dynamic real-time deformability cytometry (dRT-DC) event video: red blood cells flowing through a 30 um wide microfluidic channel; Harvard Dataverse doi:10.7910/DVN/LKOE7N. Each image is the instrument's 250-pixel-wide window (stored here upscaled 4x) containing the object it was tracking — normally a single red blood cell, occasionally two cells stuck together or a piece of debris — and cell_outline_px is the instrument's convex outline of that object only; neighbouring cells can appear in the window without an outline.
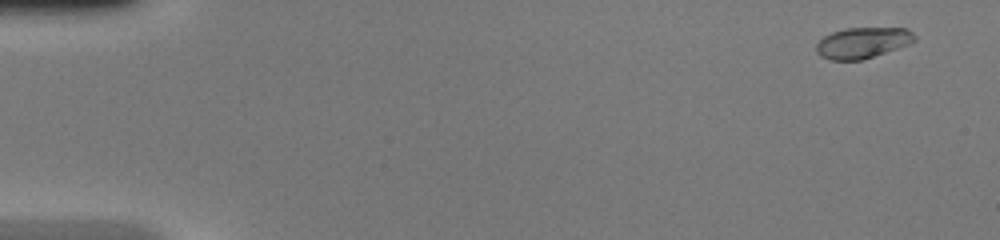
{"species": "common noctule bat (a hibernating species)", "species_latin": "Nyctalus noctula", "temperature_condition": "warm", "stored_images_in_passage": 49, "camera_frame_rate_fps": 3000, "um_per_image_px": 0.085, "animal": {"sex": "female", "body_mass_g": 20.0, "forearm_length_mm": 54.0}, "frame": {"image": 1, "passage_image": 3, "time_ms": 0.667, "image_size_px": [1000, 240], "cell_outline_px": [[916, 40], [908, 44], [860, 60], [828, 60], [820, 56], [816, 52], [816, 44], [824, 36], [832, 32], [844, 28], [908, 28], [916, 36]], "centroid_in_image_um": [73.29, 3.62], "position_along_channel_um": 11.7, "area_um2": 17.57}}
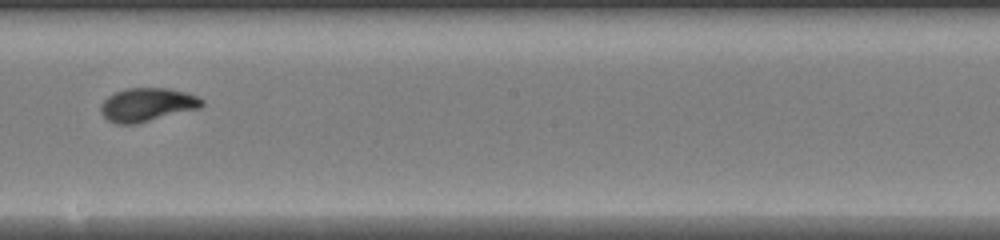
{"frame": {"image": 2, "passage_image": 29, "time_ms": 9.333, "image_size_px": [1000, 240], "cell_outline_px": [[204, 104], [200, 108], [136, 124], [116, 124], [108, 120], [100, 112], [100, 108], [104, 100], [108, 96], [124, 88], [168, 88], [184, 92], [196, 96], [204, 100]], "centroid_in_image_um": [12.5, 8.9], "position_along_channel_um": 235.7, "area_um2": 19.71}}
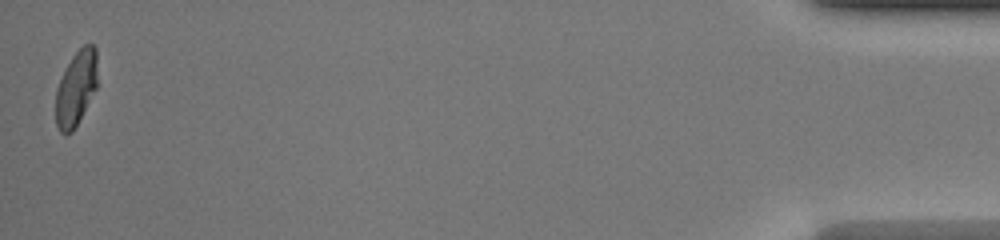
{"frame": {"image": 3, "passage_image": 49, "time_ms": 16.0, "image_size_px": [1000, 240], "cell_outline_px": [[96, 88], [72, 132], [68, 136], [64, 136], [60, 132], [56, 124], [56, 88], [72, 56], [84, 44], [92, 44], [96, 48]], "centroid_in_image_um": [6.44, 7.52], "position_along_channel_um": 428.8, "area_um2": 17.92}, "authors_computed_cell_mechanics": {"area_um2": 18.8428, "velocity_mm_per_s": 4.2539, "shape_relaxation_time_tau1_ms": 4.5478, "shape_relaxation_time_tau2_ms": null, "deformation_change_tau1": 0.2209, "deformation_change_tau2": null}}